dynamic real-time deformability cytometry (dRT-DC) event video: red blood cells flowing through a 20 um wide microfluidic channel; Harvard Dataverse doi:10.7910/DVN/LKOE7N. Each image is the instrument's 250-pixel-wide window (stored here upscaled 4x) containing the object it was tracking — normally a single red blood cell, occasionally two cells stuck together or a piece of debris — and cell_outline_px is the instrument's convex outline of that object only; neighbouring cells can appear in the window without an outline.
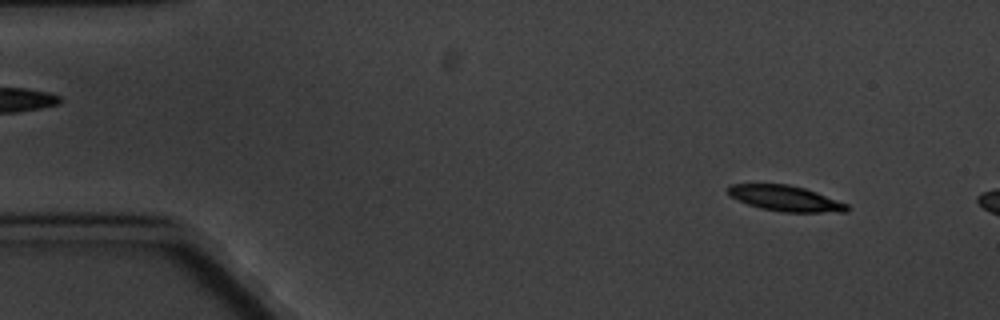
{"species": "common noctule bat (a hibernating species)", "species_latin": "Nyctalus noctula", "temperature_condition": "cold", "stored_images_in_passage": 6, "camera_frame_rate_fps": 3000, "um_per_image_px": 0.085, "animal": {"sex": "male", "body_mass_g": 20.1, "forearm_length_mm": 53.5}, "frame": {"image": 1, "passage_image": 6, "time_ms": 6.667, "image_size_px": [1000, 320], "cell_outline_px": [[848, 212], [780, 212], [760, 208], [748, 204], [732, 196], [724, 188], [728, 184], [788, 184], [804, 188], [816, 192], [848, 204]], "centroid_in_image_um": [66.74, 16.86], "position_along_channel_um": 18.3, "area_um2": 17.69}}